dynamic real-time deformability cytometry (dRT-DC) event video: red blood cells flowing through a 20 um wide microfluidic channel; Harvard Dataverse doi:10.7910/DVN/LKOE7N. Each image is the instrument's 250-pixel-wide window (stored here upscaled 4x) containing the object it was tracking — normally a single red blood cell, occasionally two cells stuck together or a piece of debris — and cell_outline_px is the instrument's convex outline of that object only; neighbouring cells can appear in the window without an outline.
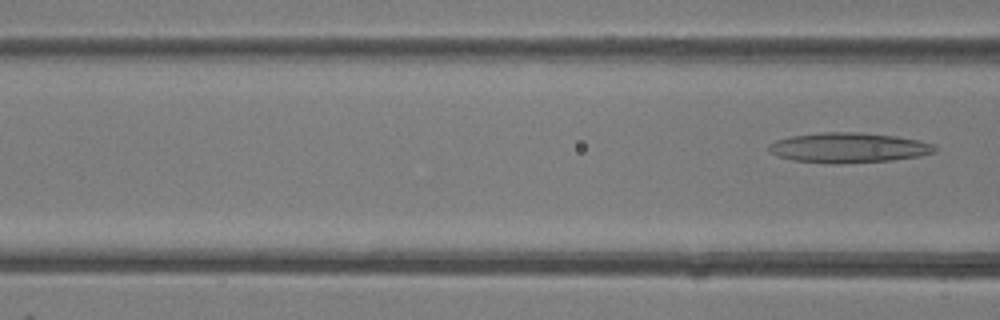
{"species": "common noctule bat (a hibernating species)", "species_latin": "Nyctalus noctula", "temperature_condition": "room temperature", "stored_images_in_passage": 5, "segment_of_instrument_passage": [2, 2], "camera_frame_rate_fps": 3000, "um_per_image_px": 0.085, "animal": {"sex": "female"}, "frame": {"image": 1, "passage_image": 5, "time_ms": 4.667, "image_size_px": [1000, 320], "cell_outline_px": [[936, 152], [920, 156], [892, 160], [840, 164], [828, 164], [792, 160], [776, 156], [768, 152], [768, 144], [776, 140], [792, 136], [820, 132], [860, 132], [896, 136], [920, 140], [932, 144], [936, 148]], "centroid_in_image_um": [72.09, 12.56], "position_along_channel_um": 94.5, "area_um2": 29.42}}